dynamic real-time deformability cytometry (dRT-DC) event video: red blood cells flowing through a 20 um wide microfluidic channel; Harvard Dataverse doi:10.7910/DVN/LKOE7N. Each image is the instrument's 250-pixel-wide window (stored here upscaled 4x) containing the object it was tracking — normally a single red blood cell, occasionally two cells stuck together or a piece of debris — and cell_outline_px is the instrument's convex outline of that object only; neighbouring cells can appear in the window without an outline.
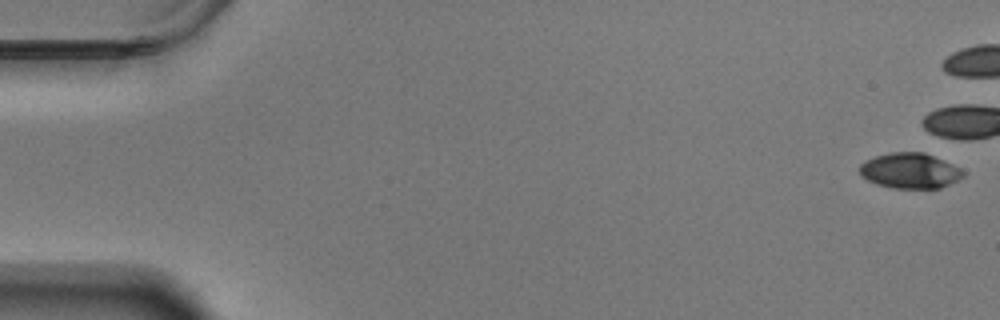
{"species": "Egyptian fruit bat (a non-hibernating species)", "species_latin": "Rousettus aegyptiacus", "temperature_condition": "warm", "stored_images_in_passage": 9, "camera_frame_rate_fps": 3000, "um_per_image_px": 0.085, "animal": {"sex": "male"}, "frame": {"image": 1, "passage_image": 1, "time_ms": 0.0, "image_size_px": [1000, 320], "cell_outline_px": [[964, 176], [940, 188], [892, 188], [876, 184], [860, 176], [860, 164], [876, 156], [892, 152], [924, 152], [952, 164], [960, 168], [964, 172]], "centroid_in_image_um": [77.33, 14.51], "position_along_channel_um": 7.7, "area_um2": 21.15}}